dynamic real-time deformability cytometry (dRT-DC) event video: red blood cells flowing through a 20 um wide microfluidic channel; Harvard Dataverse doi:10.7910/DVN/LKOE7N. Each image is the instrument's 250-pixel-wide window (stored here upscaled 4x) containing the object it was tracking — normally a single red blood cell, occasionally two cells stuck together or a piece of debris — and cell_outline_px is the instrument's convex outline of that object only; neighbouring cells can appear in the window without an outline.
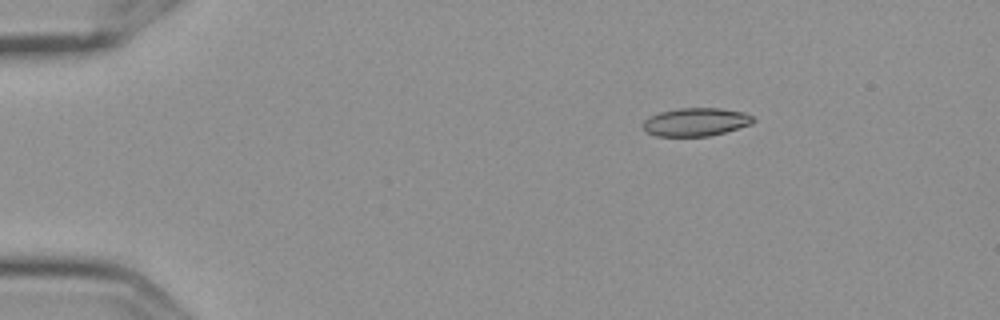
{"species": "Egyptian fruit bat (a non-hibernating species)", "species_latin": "Rousettus aegyptiacus", "temperature_condition": "cold", "stored_images_in_passage": 6, "segment_of_instrument_passage": [1, 2], "camera_frame_rate_fps": 3000, "um_per_image_px": 0.085, "frame": {"image": 1, "passage_image": 3, "time_ms": 0.667, "image_size_px": [1000, 320], "cell_outline_px": [[756, 120], [752, 124], [724, 132], [708, 136], [656, 136], [648, 132], [644, 128], [644, 120], [648, 116], [660, 112], [680, 108], [720, 108], [744, 112], [752, 116]], "centroid_in_image_um": [59.16, 10.36], "position_along_channel_um": 25.8, "area_um2": 18.03}}